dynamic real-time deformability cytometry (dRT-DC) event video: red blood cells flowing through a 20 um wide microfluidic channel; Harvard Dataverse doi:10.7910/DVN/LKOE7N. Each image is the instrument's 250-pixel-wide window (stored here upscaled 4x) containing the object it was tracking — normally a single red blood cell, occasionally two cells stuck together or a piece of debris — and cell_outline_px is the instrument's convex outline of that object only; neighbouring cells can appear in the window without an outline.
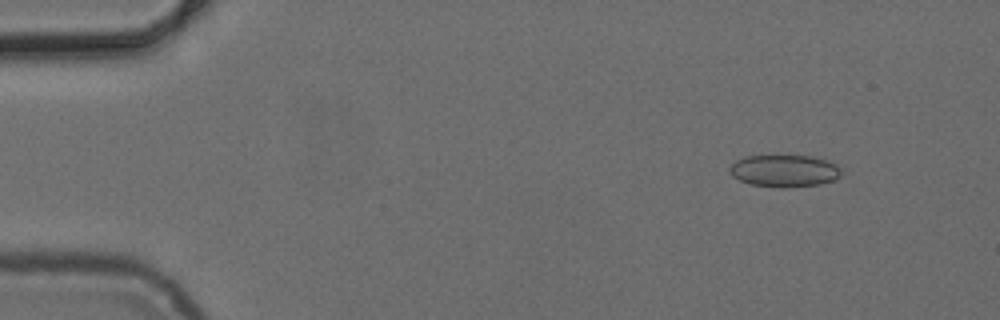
{"species": "common noctule bat (a hibernating species)", "species_latin": "Nyctalus noctula", "temperature_condition": "cold", "stored_images_in_passage": 5, "camera_frame_rate_fps": 3000, "um_per_image_px": 0.085, "animal": {"sex": "female", "body_mass_g": 24.6, "forearm_length_mm": 56.2}, "frame": {"image": 1, "passage_image": 2, "time_ms": 1.333, "image_size_px": [1000, 320], "cell_outline_px": [[840, 176], [836, 180], [820, 184], [784, 188], [780, 188], [752, 184], [740, 180], [732, 176], [728, 172], [728, 168], [736, 160], [744, 156], [776, 152], [808, 156], [828, 160], [836, 164], [840, 168]], "centroid_in_image_um": [66.64, 14.47], "position_along_channel_um": 18.4, "area_um2": 21.91}}
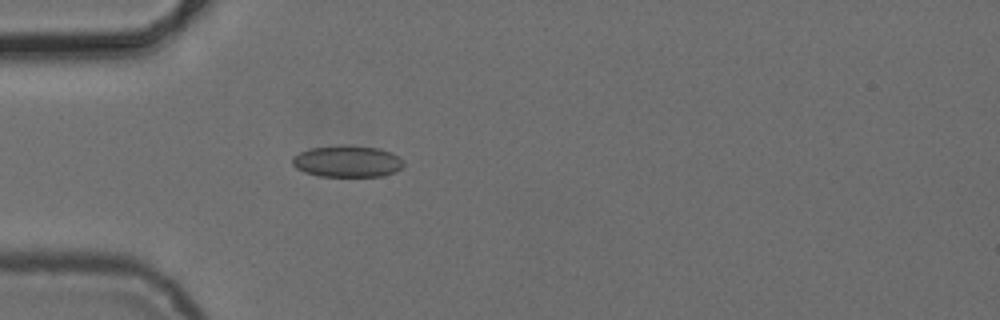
{"frame": {"image": 2, "passage_image": 5, "time_ms": 4.667, "image_size_px": [1000, 320], "cell_outline_px": [[404, 168], [396, 172], [384, 176], [320, 176], [304, 172], [296, 168], [292, 164], [292, 156], [300, 152], [312, 148], [340, 144], [344, 144], [380, 148], [392, 152], [404, 160]], "centroid_in_image_um": [29.56, 13.7], "position_along_channel_um": 55.4, "area_um2": 20.92}}